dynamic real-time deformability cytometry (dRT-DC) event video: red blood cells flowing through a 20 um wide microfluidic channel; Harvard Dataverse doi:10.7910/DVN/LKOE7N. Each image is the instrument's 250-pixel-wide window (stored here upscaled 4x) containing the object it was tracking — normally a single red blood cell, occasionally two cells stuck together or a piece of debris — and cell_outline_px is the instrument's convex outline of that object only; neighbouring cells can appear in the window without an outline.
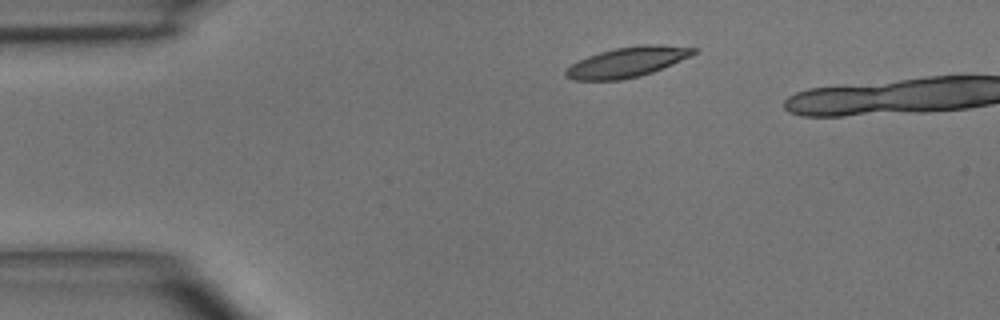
{"species": "common noctule bat (a hibernating species)", "species_latin": "Nyctalus noctula", "temperature_condition": "room temperature", "stored_images_in_passage": 2, "camera_frame_rate_fps": 3000, "um_per_image_px": 0.085, "animal": {"sex": "male", "body_mass_g": 15.6}, "frame": {"image": 1, "passage_image": 1, "time_ms": 0.0, "image_size_px": [1000, 320], "cell_outline_px": [[700, 52], [692, 56], [652, 72], [640, 76], [620, 80], [572, 80], [564, 76], [564, 72], [572, 64], [588, 56], [600, 52], [616, 48], [644, 44], [660, 44], [700, 48]], "centroid_in_image_um": [53.38, 5.27], "position_along_channel_um": 31.6, "area_um2": 22.54}}